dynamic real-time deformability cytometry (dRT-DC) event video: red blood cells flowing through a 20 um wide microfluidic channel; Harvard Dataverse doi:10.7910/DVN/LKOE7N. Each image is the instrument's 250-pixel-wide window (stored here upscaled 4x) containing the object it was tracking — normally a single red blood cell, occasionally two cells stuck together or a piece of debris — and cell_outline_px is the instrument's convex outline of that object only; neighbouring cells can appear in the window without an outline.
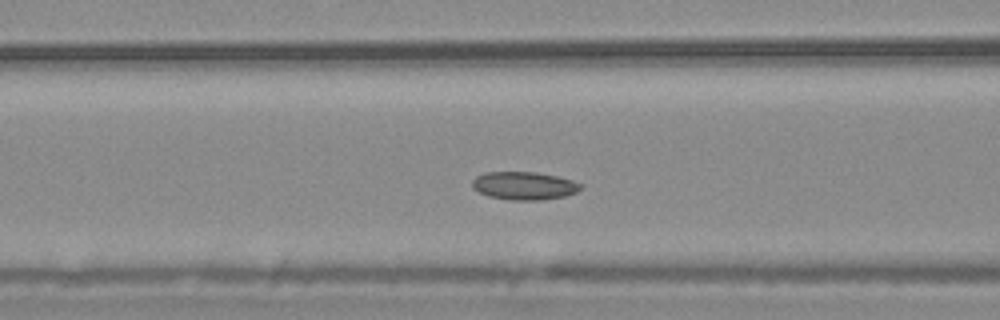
{"species": "common noctule bat (a hibernating species)", "species_latin": "Nyctalus noctula", "temperature_condition": "warm", "stored_images_in_passage": 46, "camera_frame_rate_fps": 3000, "um_per_image_px": 0.085, "animal": {"sex": "male", "body_mass_g": 20.4}, "frame": {"image": 1, "passage_image": 13, "time_ms": 4.0, "image_size_px": [1000, 320], "cell_outline_px": [[584, 188], [576, 192], [564, 196], [540, 200], [508, 200], [488, 196], [472, 188], [472, 180], [476, 176], [484, 172], [536, 172], [556, 176], [572, 180], [584, 184]], "centroid_in_image_um": [44.56, 15.78], "position_along_channel_um": 122.0, "area_um2": 17.86}}
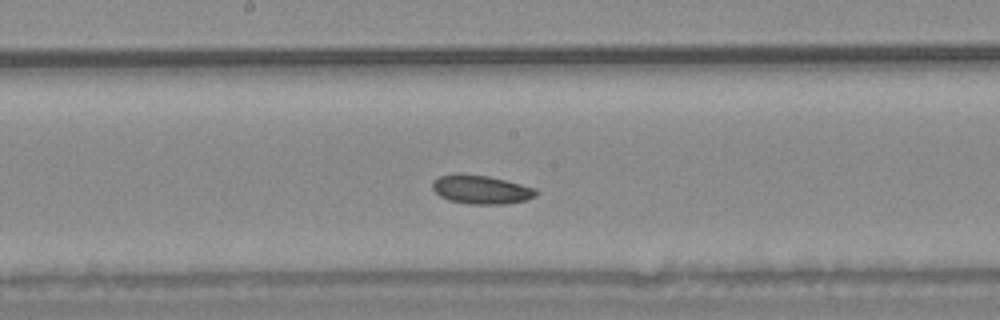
{"frame": {"image": 2, "passage_image": 20, "time_ms": 6.333, "image_size_px": [1000, 320], "cell_outline_px": [[536, 196], [524, 200], [508, 204], [468, 204], [448, 200], [440, 196], [432, 188], [432, 184], [440, 176], [456, 172], [460, 172], [488, 176], [536, 188]], "centroid_in_image_um": [40.86, 16.1], "position_along_channel_um": 207.3, "area_um2": 17.4}}
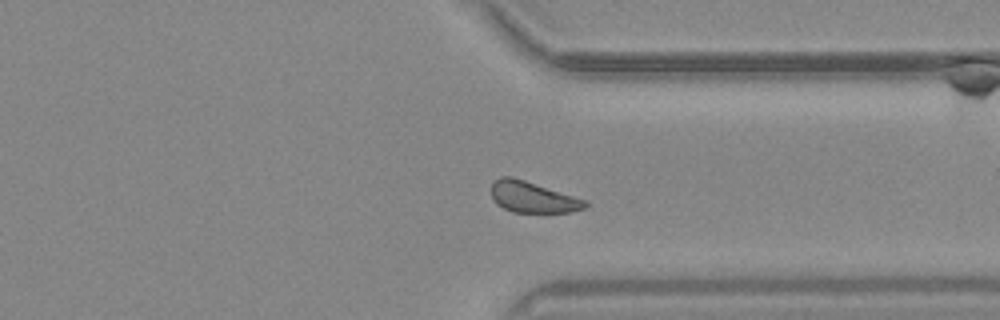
{"frame": {"image": 3, "passage_image": 33, "time_ms": 10.667, "image_size_px": [1000, 320], "cell_outline_px": [[588, 208], [572, 212], [512, 212], [496, 204], [492, 196], [492, 180], [500, 176], [512, 176], [588, 200]], "centroid_in_image_um": [45.31, 16.75], "position_along_channel_um": 366.1, "area_um2": 17.22}, "authors_computed_cell_mechanics": {"area_um2": 17.6579, "velocity_mm_per_s": 3.6569, "shape_relaxation_time_tau1_ms": 5.2302, "shape_relaxation_time_tau2_ms": 5.0692, "deformation_change_tau1": 0.0565, "deformation_change_tau2": 0.0962}}